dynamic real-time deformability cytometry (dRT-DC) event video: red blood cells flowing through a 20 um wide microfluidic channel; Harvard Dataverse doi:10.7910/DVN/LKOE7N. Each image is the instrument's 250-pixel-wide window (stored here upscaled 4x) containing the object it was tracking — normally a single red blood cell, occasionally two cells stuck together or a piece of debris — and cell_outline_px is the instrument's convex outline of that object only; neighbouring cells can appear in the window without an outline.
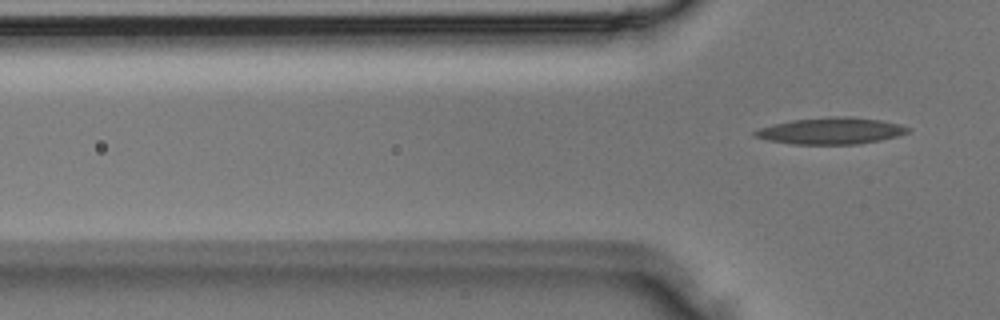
{"species": "Egyptian fruit bat (a non-hibernating species)", "species_latin": "Rousettus aegyptiacus", "temperature_condition": "room temperature", "stored_images_in_passage": 5, "camera_frame_rate_fps": 3000, "um_per_image_px": 0.085, "animal": {"sex": "male"}, "frame": {"image": 1, "passage_image": 5, "time_ms": 1.333, "image_size_px": [1000, 320], "cell_outline_px": [[912, 128], [908, 132], [896, 136], [880, 140], [860, 144], [792, 144], [768, 140], [752, 136], [752, 132], [760, 128], [772, 124], [792, 120], [828, 116], [852, 116], [880, 120], [900, 124]], "centroid_in_image_um": [70.62, 11.11], "position_along_channel_um": 55.2, "area_um2": 23.87}}